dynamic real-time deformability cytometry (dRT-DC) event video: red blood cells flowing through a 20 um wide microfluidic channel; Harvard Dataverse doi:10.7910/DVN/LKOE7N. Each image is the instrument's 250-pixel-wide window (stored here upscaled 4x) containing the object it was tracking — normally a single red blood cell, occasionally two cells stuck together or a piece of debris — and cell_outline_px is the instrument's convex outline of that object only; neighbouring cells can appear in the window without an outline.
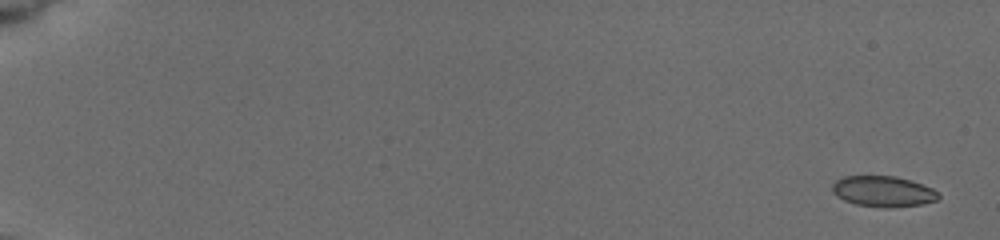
{"species": "common noctule bat (a hibernating species)", "species_latin": "Nyctalus noctula", "temperature_condition": "cold", "stored_images_in_passage": 15, "camera_frame_rate_fps": 3000, "um_per_image_px": 0.085, "animal": {"sex": "female", "body_mass_g": 19.5, "forearm_length_mm": 54.1}, "frame": {"image": 1, "passage_image": 1, "time_ms": 0.0, "image_size_px": [1000, 240], "cell_outline_px": [[940, 196], [936, 200], [924, 204], [884, 208], [856, 204], [844, 200], [836, 196], [832, 192], [832, 184], [836, 180], [844, 176], [896, 176], [932, 188]], "centroid_in_image_um": [75.03, 16.27], "position_along_channel_um": 10.0, "area_um2": 18.9}}
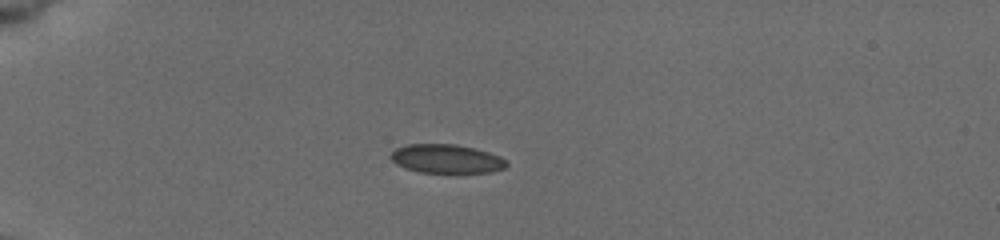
{"frame": {"image": 2, "passage_image": 11, "time_ms": 5.0, "image_size_px": [1000, 240], "cell_outline_px": [[508, 164], [504, 168], [492, 172], [420, 172], [404, 168], [396, 164], [388, 156], [396, 148], [408, 144], [456, 144], [488, 152], [500, 156]], "centroid_in_image_um": [37.91, 13.49], "position_along_channel_um": 47.1, "area_um2": 19.31}}